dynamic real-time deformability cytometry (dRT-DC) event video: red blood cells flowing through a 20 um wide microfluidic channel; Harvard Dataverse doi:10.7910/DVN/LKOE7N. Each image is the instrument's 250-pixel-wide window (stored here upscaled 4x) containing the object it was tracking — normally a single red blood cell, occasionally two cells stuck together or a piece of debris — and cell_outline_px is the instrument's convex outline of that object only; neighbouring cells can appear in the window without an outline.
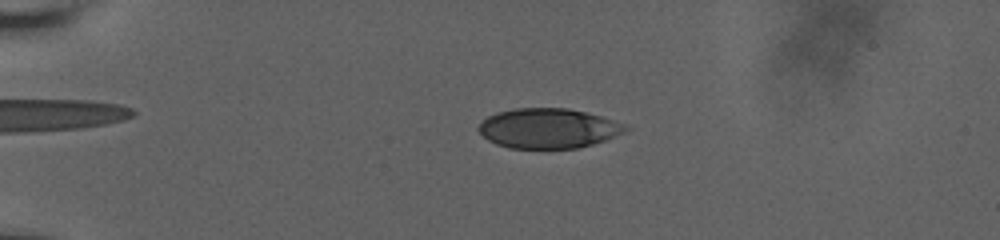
{"species": "human", "species_latin": "Homo sapiens", "temperature_condition": "room temperature", "stored_images_in_passage": 58, "camera_frame_rate_fps": 3000, "um_per_image_px": 0.085, "donor": {"sex": "male"}, "frame": {"image": 1, "passage_image": 16, "time_ms": 5.0, "image_size_px": [1000, 240], "cell_outline_px": [[632, 128], [624, 132], [604, 140], [592, 144], [576, 148], [508, 148], [496, 144], [488, 140], [476, 128], [488, 116], [496, 112], [512, 108], [568, 108], [600, 116], [624, 124]], "centroid_in_image_um": [46.58, 10.9], "position_along_channel_um": 38.4, "area_um2": 33.99}}
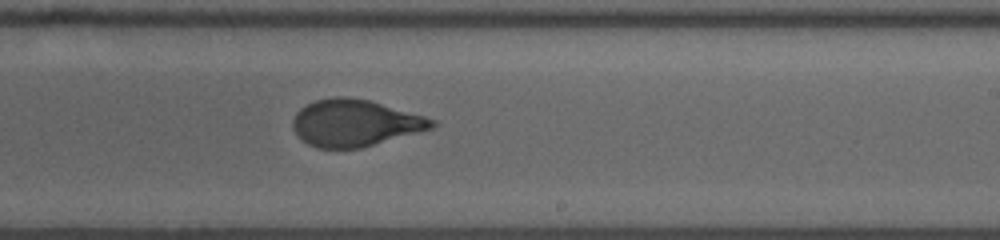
{"frame": {"image": 2, "passage_image": 38, "time_ms": 12.333, "image_size_px": [1000, 240], "cell_outline_px": [[436, 124], [432, 128], [420, 132], [360, 148], [316, 148], [308, 144], [292, 128], [292, 120], [296, 112], [300, 108], [316, 100], [332, 96], [344, 96], [368, 100], [424, 116], [436, 120]], "centroid_in_image_um": [30.15, 10.45], "position_along_channel_um": 258.8, "area_um2": 37.69}}
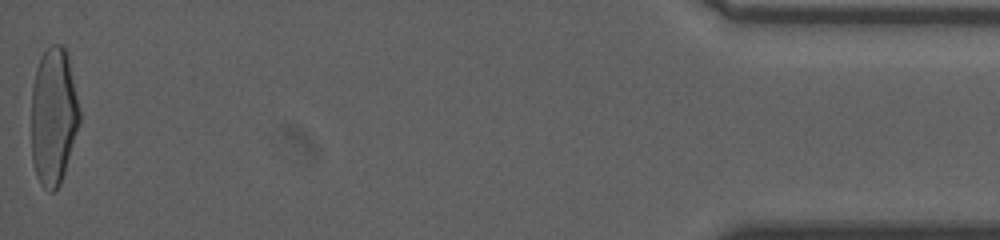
{"frame": {"image": 3, "passage_image": 58, "time_ms": 19.0, "image_size_px": [1000, 240], "cell_outline_px": [[80, 124], [60, 184], [52, 192], [48, 192], [40, 184], [36, 176], [32, 160], [32, 88], [36, 68], [44, 52], [52, 44], [60, 44], [68, 52], [80, 112]], "centroid_in_image_um": [4.55, 9.89], "position_along_channel_um": 430.6, "area_um2": 38.67}, "authors_computed_cell_mechanics": {"area_um2": 37.7723, "velocity_mm_per_s": 3.843, "shape_relaxation_time_tau1_ms": 6.3715, "shape_relaxation_time_tau2_ms": null, "deformation_change_tau1": 0.2182, "deformation_change_tau2": null}}